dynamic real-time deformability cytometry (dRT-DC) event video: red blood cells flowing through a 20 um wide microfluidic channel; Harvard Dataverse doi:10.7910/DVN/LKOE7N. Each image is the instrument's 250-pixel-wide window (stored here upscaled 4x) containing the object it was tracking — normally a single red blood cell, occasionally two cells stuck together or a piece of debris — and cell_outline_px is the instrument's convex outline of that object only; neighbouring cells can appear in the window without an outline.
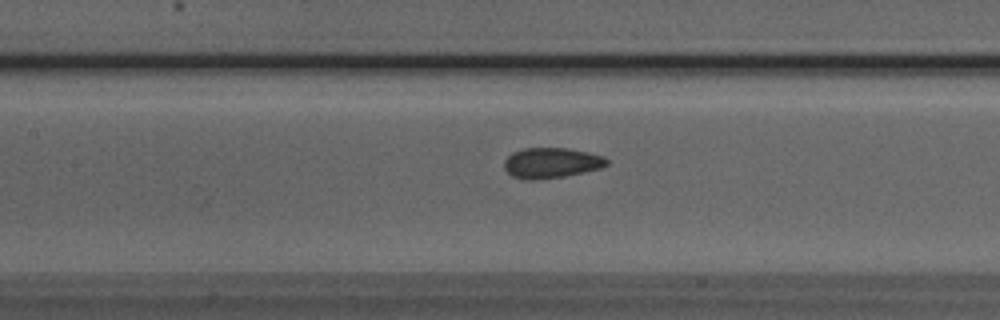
{"species": "Egyptian fruit bat (a non-hibernating species)", "species_latin": "Rousettus aegyptiacus", "temperature_condition": "room temperature", "stored_images_in_passage": 36, "camera_frame_rate_fps": 3000, "um_per_image_px": 0.085, "animal": {"sex": "male"}, "frame": {"image": 1, "passage_image": 17, "time_ms": 5.333, "image_size_px": [1000, 320], "cell_outline_px": [[608, 164], [600, 168], [584, 172], [564, 176], [536, 180], [524, 180], [512, 176], [504, 168], [504, 160], [512, 152], [524, 148], [568, 148], [588, 152], [604, 156], [608, 160]], "centroid_in_image_um": [46.85, 13.84], "position_along_channel_um": 160.6, "area_um2": 18.26}}
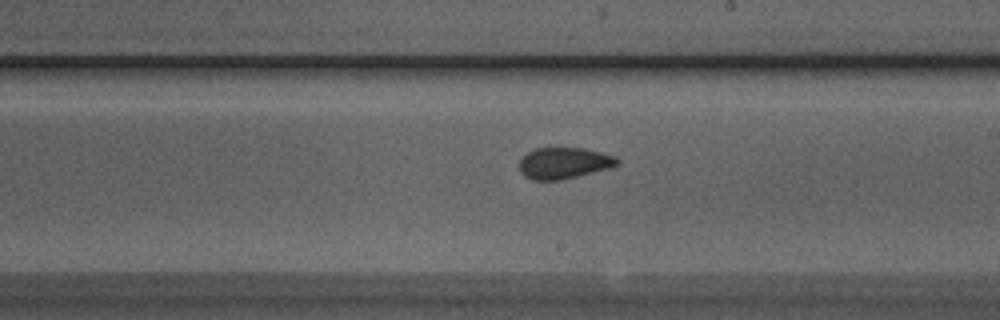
{"frame": {"image": 2, "passage_image": 23, "time_ms": 7.333, "image_size_px": [1000, 320], "cell_outline_px": [[620, 164], [608, 168], [560, 180], [532, 180], [524, 176], [520, 172], [520, 160], [528, 152], [536, 148], [584, 148], [616, 156], [620, 160]], "centroid_in_image_um": [47.94, 13.86], "position_along_channel_um": 241.1, "area_um2": 17.74}}
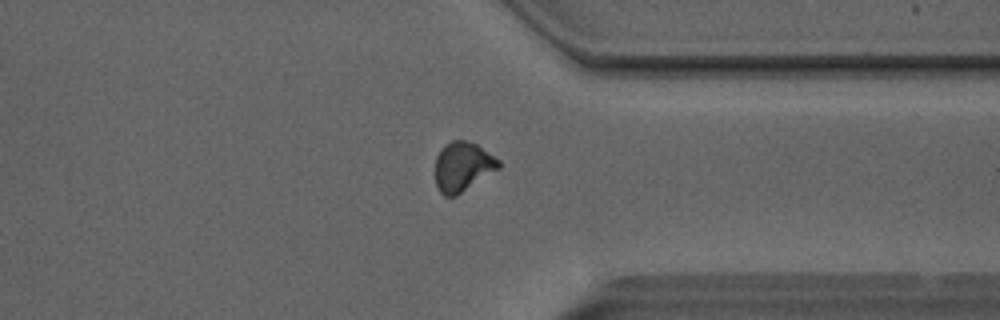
{"frame": {"image": 3, "passage_image": 33, "time_ms": 10.667, "image_size_px": [1000, 320], "cell_outline_px": [[500, 168], [456, 196], [444, 196], [440, 192], [436, 184], [436, 156], [440, 148], [444, 144], [452, 140], [464, 140], [476, 144], [500, 160]], "centroid_in_image_um": [39.32, 14.16], "position_along_channel_um": 372.1, "area_um2": 18.26}}